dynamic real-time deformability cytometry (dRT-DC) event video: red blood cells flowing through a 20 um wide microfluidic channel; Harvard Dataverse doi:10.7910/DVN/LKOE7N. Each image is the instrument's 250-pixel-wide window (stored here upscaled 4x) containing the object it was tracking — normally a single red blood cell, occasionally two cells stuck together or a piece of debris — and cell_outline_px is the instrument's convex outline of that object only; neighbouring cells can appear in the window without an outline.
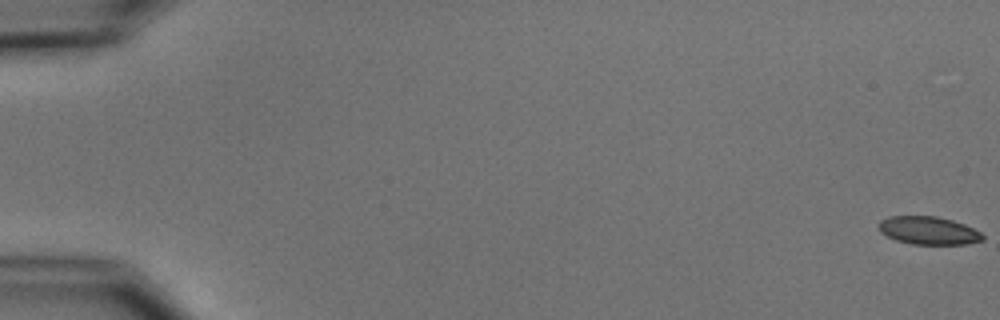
{"species": "common noctule bat (a hibernating species)", "species_latin": "Nyctalus noctula", "temperature_condition": "cold", "stored_images_in_passage": 55, "camera_frame_rate_fps": 3000, "um_per_image_px": 0.085, "animal": {"sex": "male", "body_mass_g": 15.6}, "frame": {"image": 1, "passage_image": 1, "time_ms": 0.0, "image_size_px": [1000, 320], "cell_outline_px": [[984, 240], [964, 244], [912, 244], [896, 240], [880, 232], [880, 220], [888, 216], [936, 216], [952, 220], [964, 224], [980, 232], [984, 236]], "centroid_in_image_um": [78.92, 19.59], "position_along_channel_um": 6.1, "area_um2": 16.82}}
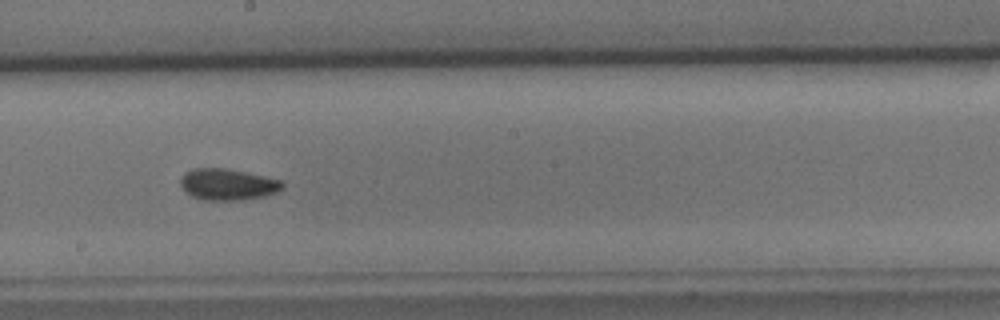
{"frame": {"image": 2, "passage_image": 32, "time_ms": 10.333, "image_size_px": [1000, 320], "cell_outline_px": [[284, 188], [276, 192], [264, 196], [240, 200], [204, 200], [192, 196], [180, 184], [180, 176], [192, 168], [228, 168], [284, 180]], "centroid_in_image_um": [19.39, 15.66], "position_along_channel_um": 228.8, "area_um2": 18.79}}
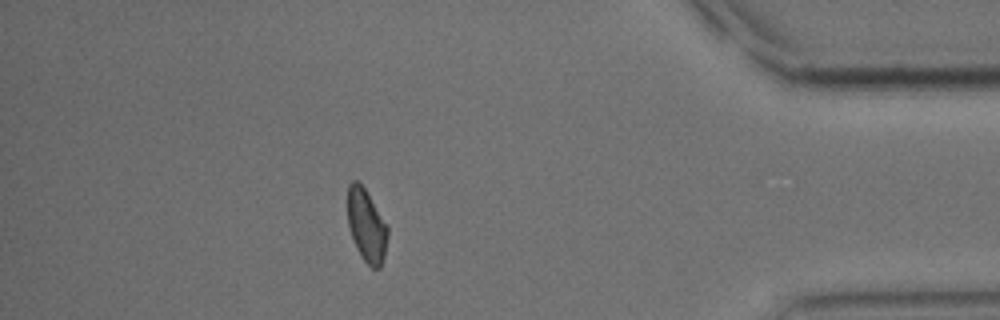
{"frame": {"image": 3, "passage_image": 49, "time_ms": 16.0, "image_size_px": [1000, 320], "cell_outline_px": [[388, 236], [384, 256], [380, 268], [372, 268], [364, 260], [356, 248], [348, 224], [348, 184], [352, 180], [356, 180], [364, 188], [388, 224]], "centroid_in_image_um": [31.17, 19.17], "position_along_channel_um": 404.0, "area_um2": 16.94}, "authors_computed_cell_mechanics": {"area_um2": 17.7446, "velocity_mm_per_s": 3.7545, "shape_relaxation_time_tau1_ms": null, "shape_relaxation_time_tau2_ms": 5.6858, "deformation_change_tau1": null, "deformation_change_tau2": 0.1005}}